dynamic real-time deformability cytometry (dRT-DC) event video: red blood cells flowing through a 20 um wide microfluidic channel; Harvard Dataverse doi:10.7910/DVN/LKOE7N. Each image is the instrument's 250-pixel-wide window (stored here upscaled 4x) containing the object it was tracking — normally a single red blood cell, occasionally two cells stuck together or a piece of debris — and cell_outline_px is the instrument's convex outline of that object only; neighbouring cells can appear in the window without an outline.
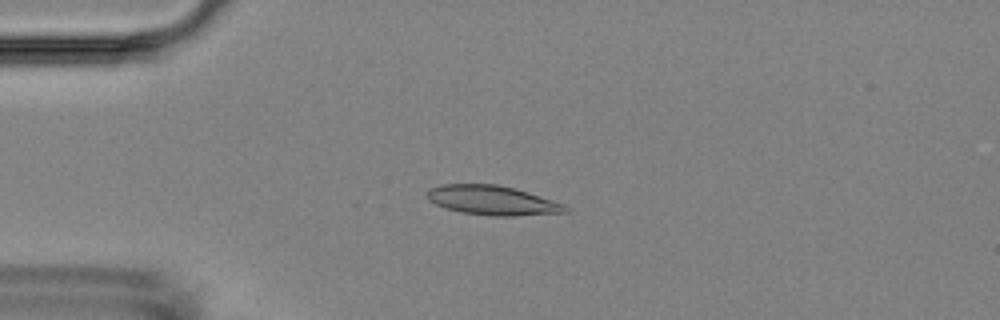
{"species": "Egyptian fruit bat (a non-hibernating species)", "species_latin": "Rousettus aegyptiacus", "temperature_condition": "room temperature", "stored_images_in_passage": 56, "camera_frame_rate_fps": 3000, "um_per_image_px": 0.085, "animal": {"sex": "female"}, "frame": {"image": 1, "passage_image": 14, "time_ms": 4.333, "image_size_px": [1000, 320], "cell_outline_px": [[568, 212], [512, 216], [492, 216], [460, 212], [444, 208], [428, 200], [424, 192], [428, 188], [444, 184], [496, 184], [516, 188], [564, 204], [568, 208]], "centroid_in_image_um": [41.8, 17.02], "position_along_channel_um": 43.2, "area_um2": 23.87}}
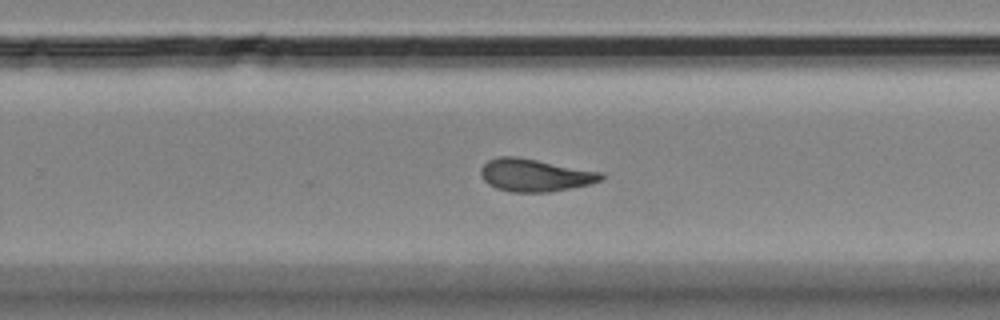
{"frame": {"image": 2, "passage_image": 36, "time_ms": 11.667, "image_size_px": [1000, 320], "cell_outline_px": [[604, 176], [600, 180], [588, 184], [548, 192], [512, 192], [496, 188], [488, 184], [484, 180], [480, 172], [480, 168], [488, 160], [500, 156], [516, 156], [604, 172]], "centroid_in_image_um": [45.45, 14.88], "position_along_channel_um": 284.4, "area_um2": 22.77}}
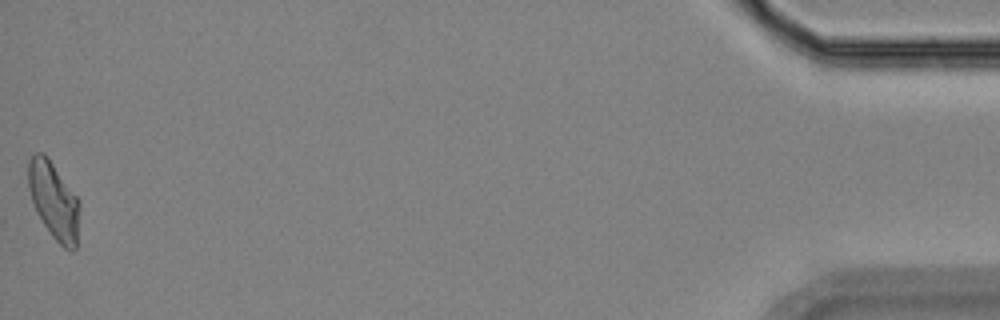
{"frame": {"image": 3, "passage_image": 56, "time_ms": 18.333, "image_size_px": [1000, 320], "cell_outline_px": [[80, 208], [76, 248], [72, 252], [64, 248], [52, 236], [36, 212], [28, 188], [28, 160], [36, 152], [44, 152], [80, 200]], "centroid_in_image_um": [4.59, 17.05], "position_along_channel_um": 430.6, "area_um2": 23.12}, "authors_computed_cell_mechanics": {"area_um2": 22.831, "velocity_mm_per_s": 3.5833, "shape_relaxation_time_tau1_ms": 7.3644, "shape_relaxation_time_tau2_ms": 2.5967, "deformation_change_tau1": 0.1707, "deformation_change_tau2": 0.0881}}